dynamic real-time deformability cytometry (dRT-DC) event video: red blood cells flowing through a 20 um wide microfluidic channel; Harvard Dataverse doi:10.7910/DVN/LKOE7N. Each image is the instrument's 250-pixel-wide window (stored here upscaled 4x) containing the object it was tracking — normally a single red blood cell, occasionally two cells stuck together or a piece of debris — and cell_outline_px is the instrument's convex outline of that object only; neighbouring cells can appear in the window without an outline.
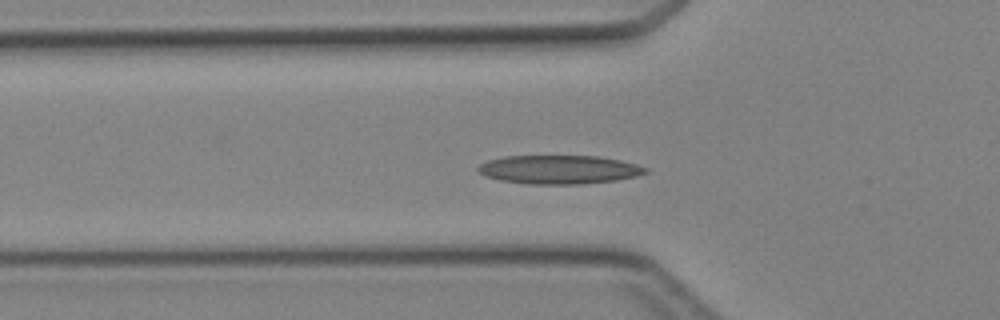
{"species": "Egyptian fruit bat (a non-hibernating species)", "species_latin": "Rousettus aegyptiacus", "temperature_condition": "cold", "stored_images_in_passage": 46, "camera_frame_rate_fps": 3000, "um_per_image_px": 0.085, "animal": {"sex": "female"}, "frame": {"image": 1, "passage_image": 15, "time_ms": 4.667, "image_size_px": [1000, 320], "cell_outline_px": [[648, 172], [636, 176], [616, 180], [580, 184], [528, 184], [500, 180], [488, 176], [480, 172], [476, 168], [480, 164], [488, 160], [504, 156], [600, 156], [620, 160], [636, 164], [648, 168]], "centroid_in_image_um": [47.54, 14.41], "position_along_channel_um": 78.3, "area_um2": 27.92}}
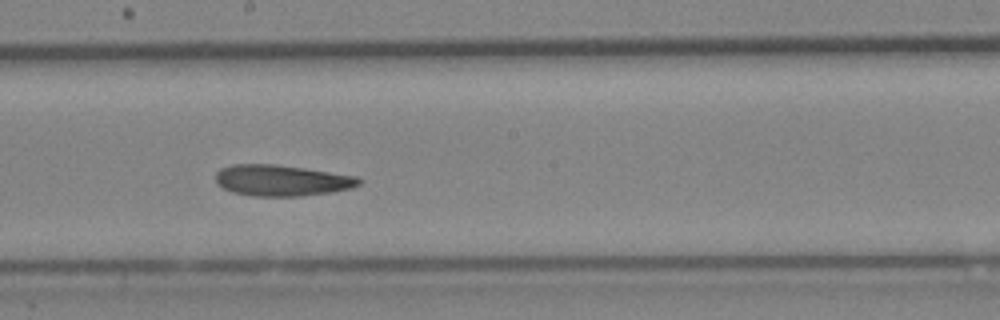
{"frame": {"image": 2, "passage_image": 25, "time_ms": 8.0, "image_size_px": [1000, 320], "cell_outline_px": [[364, 180], [360, 184], [352, 188], [332, 192], [300, 196], [252, 196], [232, 192], [216, 184], [216, 172], [220, 168], [232, 164], [276, 164], [304, 168], [356, 176]], "centroid_in_image_um": [23.94, 15.33], "position_along_channel_um": 224.3, "area_um2": 26.13}}
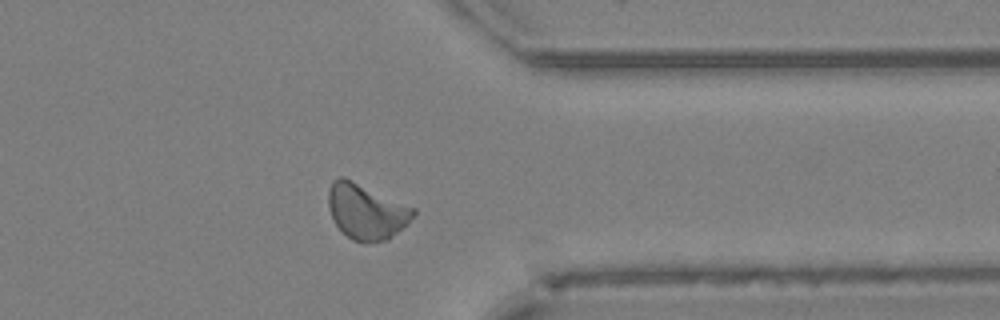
{"frame": {"image": 3, "passage_image": 36, "time_ms": 11.667, "image_size_px": [1000, 320], "cell_outline_px": [[416, 212], [408, 224], [388, 240], [364, 244], [352, 240], [336, 224], [332, 216], [328, 204], [328, 192], [332, 180], [340, 176], [344, 176], [416, 208]], "centroid_in_image_um": [31.16, 17.98], "position_along_channel_um": 380.2, "area_um2": 27.69}}